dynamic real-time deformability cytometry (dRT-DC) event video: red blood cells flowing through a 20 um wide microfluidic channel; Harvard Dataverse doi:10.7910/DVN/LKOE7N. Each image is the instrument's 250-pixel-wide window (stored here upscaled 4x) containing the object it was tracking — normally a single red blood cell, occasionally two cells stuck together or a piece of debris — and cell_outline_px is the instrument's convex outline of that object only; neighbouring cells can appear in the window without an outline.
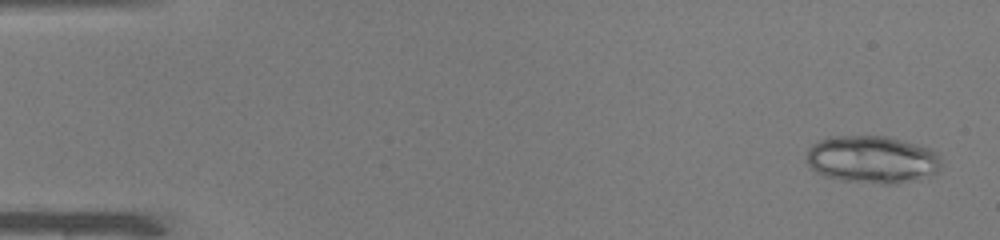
{"species": "common noctule bat (a hibernating species)", "species_latin": "Nyctalus noctula", "temperature_condition": "warm", "stored_images_in_passage": 48, "camera_frame_rate_fps": 3000, "um_per_image_px": 0.085, "animal": {"sex": "male", "body_mass_g": 19.0, "forearm_length_mm": 50.8}, "frame": {"image": 1, "passage_image": 1, "time_ms": 0.0, "image_size_px": [1000, 240], "cell_outline_px": [[940, 172], [896, 184], [884, 184], [840, 180], [824, 176], [816, 172], [808, 164], [808, 148], [812, 144], [820, 140], [832, 136], [888, 136], [928, 148], [936, 152], [940, 160]], "centroid_in_image_um": [74.12, 13.56], "position_along_channel_um": 10.9, "area_um2": 37.11}}